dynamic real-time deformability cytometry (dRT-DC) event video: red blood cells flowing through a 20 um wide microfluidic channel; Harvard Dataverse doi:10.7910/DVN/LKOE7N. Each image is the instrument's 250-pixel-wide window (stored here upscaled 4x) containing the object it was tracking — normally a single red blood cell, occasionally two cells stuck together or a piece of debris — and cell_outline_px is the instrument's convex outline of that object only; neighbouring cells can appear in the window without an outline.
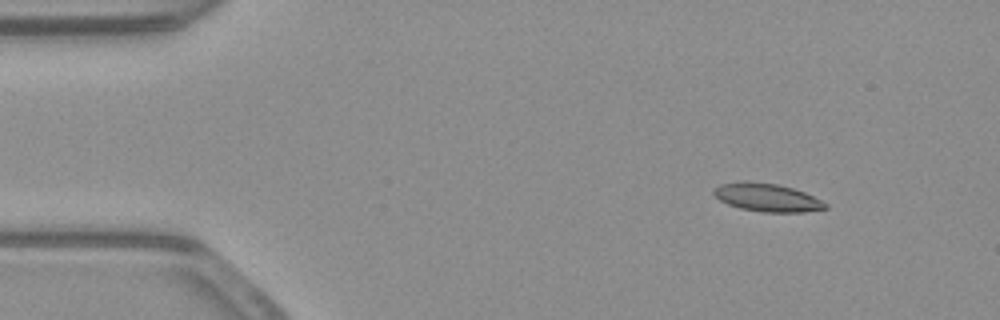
{"species": "common noctule bat (a hibernating species)", "species_latin": "Nyctalus noctula", "temperature_condition": "warm", "stored_images_in_passage": 48, "camera_frame_rate_fps": 3000, "um_per_image_px": 0.085, "animal": {"sex": "male", "body_mass_g": 23.1, "forearm_length_mm": 52.7}, "frame": {"image": 1, "passage_image": 1, "time_ms": 0.0, "image_size_px": [1000, 320], "cell_outline_px": [[828, 208], [804, 212], [764, 212], [740, 208], [728, 204], [720, 200], [712, 192], [720, 184], [744, 180], [776, 184], [792, 188], [804, 192], [828, 204]], "centroid_in_image_um": [65.2, 16.78], "position_along_channel_um": 19.8, "area_um2": 18.15}}
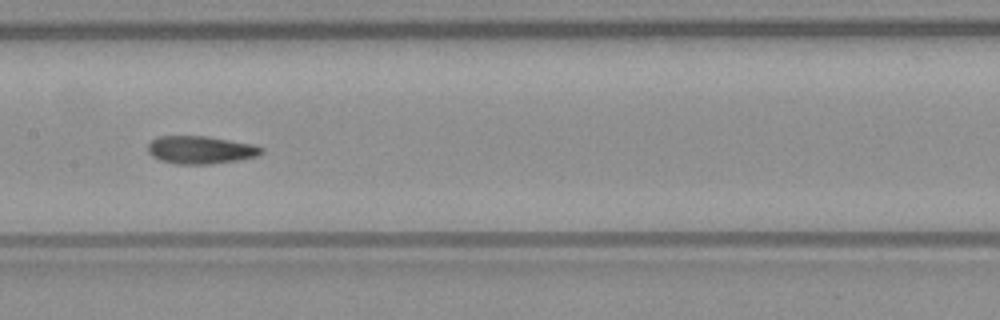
{"frame": {"image": 2, "passage_image": 21, "time_ms": 6.667, "image_size_px": [1000, 320], "cell_outline_px": [[264, 152], [256, 156], [236, 160], [208, 164], [176, 164], [160, 160], [152, 156], [148, 152], [148, 144], [156, 136], [208, 136], [252, 144], [264, 148]], "centroid_in_image_um": [17.03, 12.73], "position_along_channel_um": 190.4, "area_um2": 18.38}}
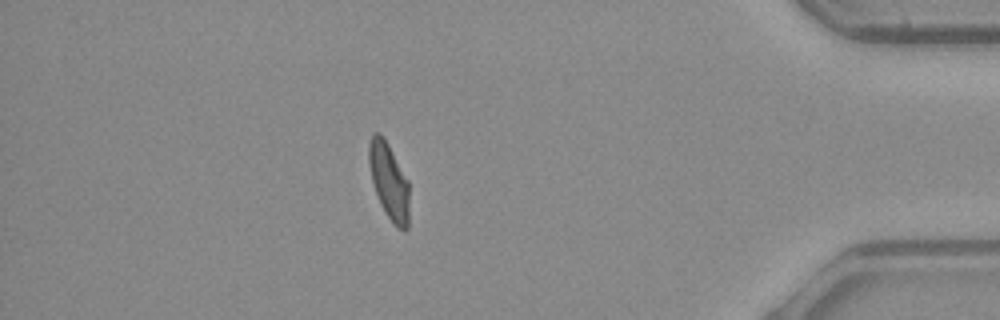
{"frame": {"image": 3, "passage_image": 41, "time_ms": 13.333, "image_size_px": [1000, 320], "cell_outline_px": [[408, 228], [404, 232], [396, 228], [392, 224], [380, 204], [372, 180], [368, 160], [368, 144], [372, 132], [380, 132], [384, 136], [408, 180]], "centroid_in_image_um": [33.05, 15.39], "position_along_channel_um": 402.2, "area_um2": 18.15}, "authors_computed_cell_mechanics": {"area_um2": 18.2359, "velocity_mm_per_s": 3.8891, "shape_relaxation_time_tau1_ms": null, "shape_relaxation_time_tau2_ms": 3.4272, "deformation_change_tau1": null, "deformation_change_tau2": 0.0992}}